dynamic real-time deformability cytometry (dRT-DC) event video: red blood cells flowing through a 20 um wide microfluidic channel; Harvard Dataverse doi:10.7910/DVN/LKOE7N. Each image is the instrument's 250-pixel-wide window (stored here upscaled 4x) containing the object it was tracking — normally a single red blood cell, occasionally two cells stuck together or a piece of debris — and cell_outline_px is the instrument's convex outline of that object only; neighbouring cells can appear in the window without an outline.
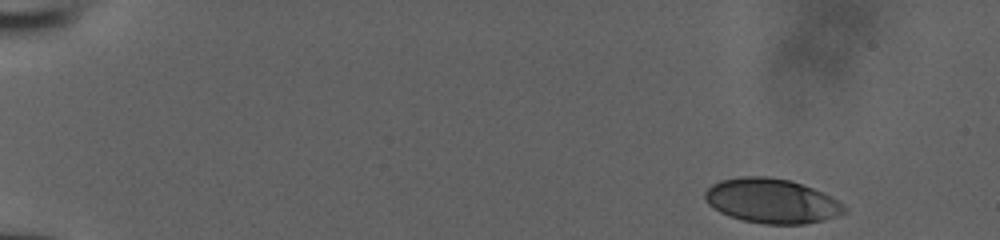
{"species": "human", "species_latin": "Homo sapiens", "temperature_condition": "room temperature", "stored_images_in_passage": 45, "camera_frame_rate_fps": 3000, "um_per_image_px": 0.085, "donor": {"sex": "male"}, "frame": {"image": 1, "passage_image": 1, "time_ms": 0.0, "image_size_px": [1000, 240], "cell_outline_px": [[848, 212], [824, 220], [804, 224], [764, 224], [744, 220], [728, 216], [720, 212], [708, 204], [704, 200], [704, 192], [712, 184], [720, 180], [744, 176], [764, 176], [792, 180], [812, 188], [836, 200], [848, 208]], "centroid_in_image_um": [65.57, 17.08], "position_along_channel_um": 19.4, "area_um2": 36.18}}
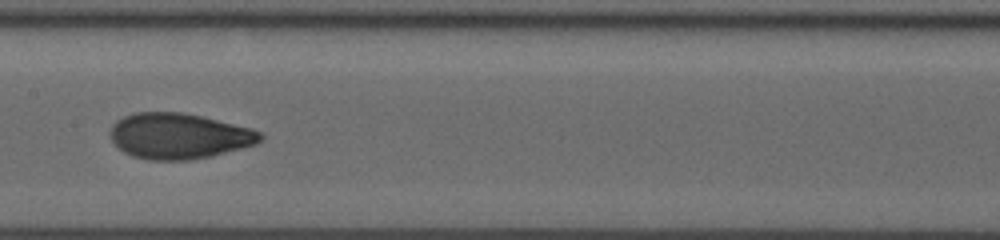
{"frame": {"image": 2, "passage_image": 24, "time_ms": 7.667, "image_size_px": [1000, 240], "cell_outline_px": [[264, 136], [256, 144], [192, 160], [148, 160], [132, 156], [124, 152], [112, 140], [112, 124], [116, 120], [132, 112], [184, 112], [252, 128], [260, 132]], "centroid_in_image_um": [15.2, 11.55], "position_along_channel_um": 192.2, "area_um2": 39.71}}
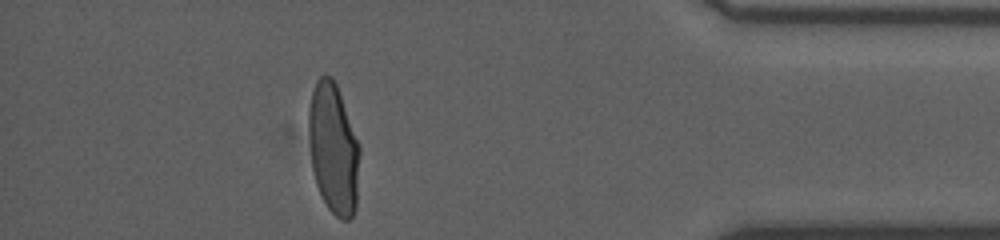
{"frame": {"image": 3, "passage_image": 42, "time_ms": 13.667, "image_size_px": [1000, 240], "cell_outline_px": [[360, 152], [356, 208], [352, 216], [348, 220], [340, 220], [328, 208], [316, 184], [312, 168], [308, 128], [308, 108], [312, 92], [316, 80], [324, 72], [332, 76], [336, 84], [360, 144]], "centroid_in_image_um": [28.34, 12.61], "position_along_channel_um": 406.9, "area_um2": 39.13}}